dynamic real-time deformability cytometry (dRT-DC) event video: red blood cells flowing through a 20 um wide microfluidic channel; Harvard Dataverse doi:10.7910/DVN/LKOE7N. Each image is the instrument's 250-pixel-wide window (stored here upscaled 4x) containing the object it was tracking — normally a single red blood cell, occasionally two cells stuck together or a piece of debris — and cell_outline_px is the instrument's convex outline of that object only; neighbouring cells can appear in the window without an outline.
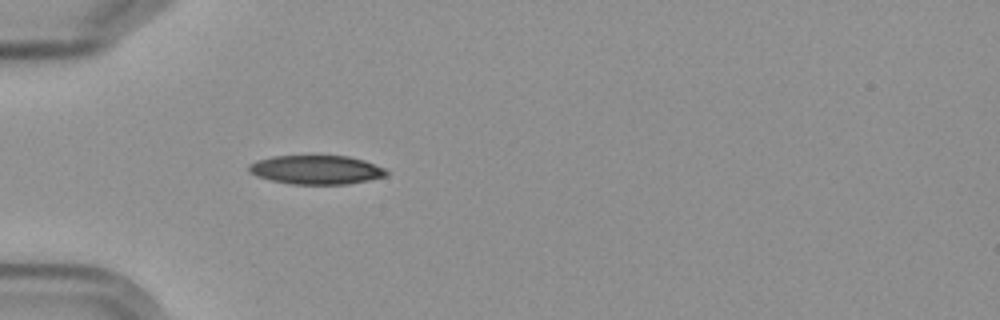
{"species": "Egyptian fruit bat (a non-hibernating species)", "species_latin": "Rousettus aegyptiacus", "temperature_condition": "cold", "stored_images_in_passage": 1, "camera_frame_rate_fps": 3000, "um_per_image_px": 0.085, "frame": {"image": 1, "passage_image": 1, "time_ms": 0.0, "image_size_px": [1000, 320], "cell_outline_px": [[388, 176], [348, 184], [292, 184], [272, 180], [256, 176], [248, 172], [248, 164], [256, 160], [272, 156], [348, 156], [364, 160], [384, 168], [388, 172]], "centroid_in_image_um": [26.86, 14.43], "position_along_channel_um": 58.1, "area_um2": 23.24}}